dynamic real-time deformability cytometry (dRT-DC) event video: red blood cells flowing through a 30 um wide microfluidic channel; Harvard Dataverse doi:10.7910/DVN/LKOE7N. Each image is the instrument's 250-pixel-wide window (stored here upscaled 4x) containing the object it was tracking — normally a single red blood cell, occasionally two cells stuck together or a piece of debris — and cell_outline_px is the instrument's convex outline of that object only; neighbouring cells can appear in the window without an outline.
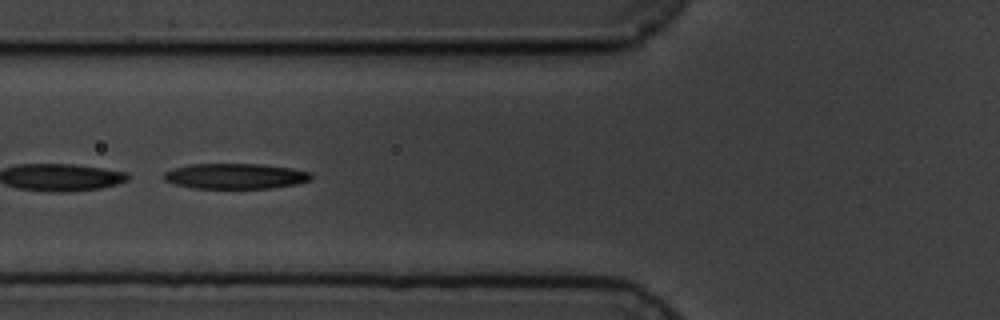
{"species": "common noctule bat (a hibernating species)", "species_latin": "Nyctalus noctula", "temperature_condition": "cold", "stored_images_in_passage": 8, "camera_frame_rate_fps": 3000, "um_per_image_px": 0.085, "animal": {"sex": "male", "body_mass_g": 19.5, "forearm_length_mm": 54.6}, "frame": {"image": 1, "passage_image": 6, "time_ms": 6.667, "image_size_px": [1000, 320], "cell_outline_px": [[312, 180], [296, 184], [268, 188], [192, 188], [176, 184], [164, 180], [164, 172], [188, 164], [260, 164], [292, 168], [312, 172]], "centroid_in_image_um": [20.04, 14.97], "position_along_channel_um": 105.8, "area_um2": 21.79}}